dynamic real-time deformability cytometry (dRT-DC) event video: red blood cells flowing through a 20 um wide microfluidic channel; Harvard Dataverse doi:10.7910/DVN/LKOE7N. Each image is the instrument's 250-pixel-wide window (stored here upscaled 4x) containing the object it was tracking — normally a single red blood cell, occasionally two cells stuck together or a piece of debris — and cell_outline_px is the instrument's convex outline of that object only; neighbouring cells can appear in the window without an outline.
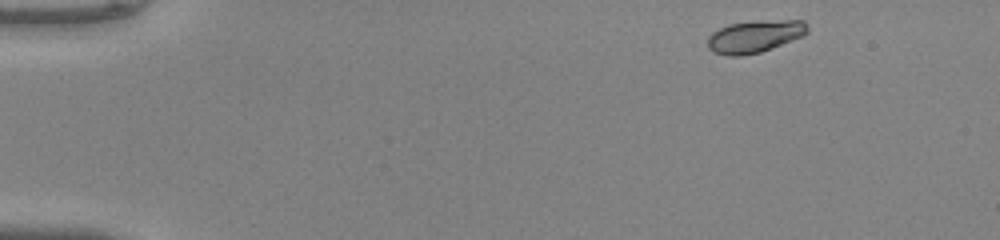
{"species": "common noctule bat (a hibernating species)", "species_latin": "Nyctalus noctula", "temperature_condition": "warm", "stored_images_in_passage": 46, "camera_frame_rate_fps": 3000, "um_per_image_px": 0.085, "animal": {"sex": "male", "body_mass_g": 20.0, "forearm_length_mm": 53.3}, "frame": {"image": 1, "passage_image": 1, "time_ms": 0.0, "image_size_px": [1000, 240], "cell_outline_px": [[808, 32], [804, 36], [760, 52], [740, 56], [728, 56], [712, 52], [708, 48], [708, 36], [712, 32], [728, 24], [784, 20], [804, 20], [808, 24]], "centroid_in_image_um": [64.16, 3.11], "position_along_channel_um": 20.8, "area_um2": 18.67}}
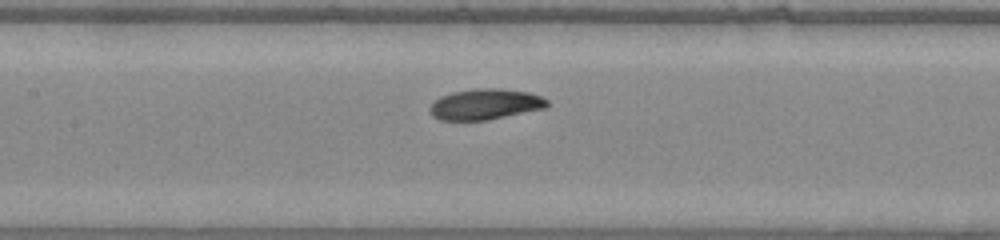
{"frame": {"image": 2, "passage_image": 20, "time_ms": 6.333, "image_size_px": [1000, 240], "cell_outline_px": [[548, 104], [544, 108], [488, 120], [440, 120], [432, 116], [428, 108], [440, 96], [452, 92], [476, 88], [500, 88], [528, 92], [540, 96], [548, 100]], "centroid_in_image_um": [41.22, 8.86], "position_along_channel_um": 166.2, "area_um2": 20.98}}
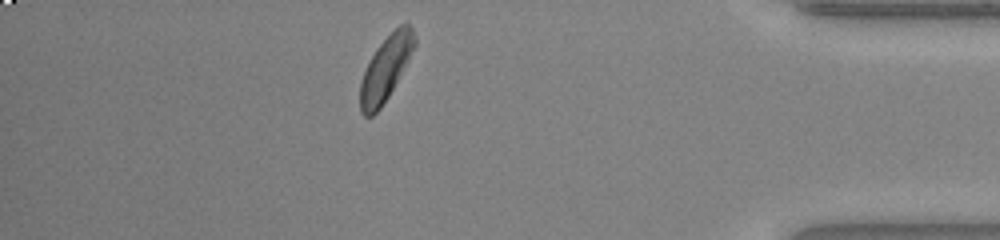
{"frame": {"image": 3, "passage_image": 40, "time_ms": 13.0, "image_size_px": [1000, 240], "cell_outline_px": [[416, 44], [408, 60], [388, 96], [380, 108], [372, 116], [364, 116], [360, 112], [360, 80], [376, 48], [400, 24], [408, 24], [412, 28], [416, 36]], "centroid_in_image_um": [32.78, 5.83], "position_along_channel_um": 402.4, "area_um2": 19.94}, "authors_computed_cell_mechanics": {"area_um2": 20.4901, "velocity_mm_per_s": 4.0673, "shape_relaxation_time_tau1_ms": 1.7055, "shape_relaxation_time_tau2_ms": 4.4118, "deformation_change_tau1": 0.1295, "deformation_change_tau2": 0.1106}}